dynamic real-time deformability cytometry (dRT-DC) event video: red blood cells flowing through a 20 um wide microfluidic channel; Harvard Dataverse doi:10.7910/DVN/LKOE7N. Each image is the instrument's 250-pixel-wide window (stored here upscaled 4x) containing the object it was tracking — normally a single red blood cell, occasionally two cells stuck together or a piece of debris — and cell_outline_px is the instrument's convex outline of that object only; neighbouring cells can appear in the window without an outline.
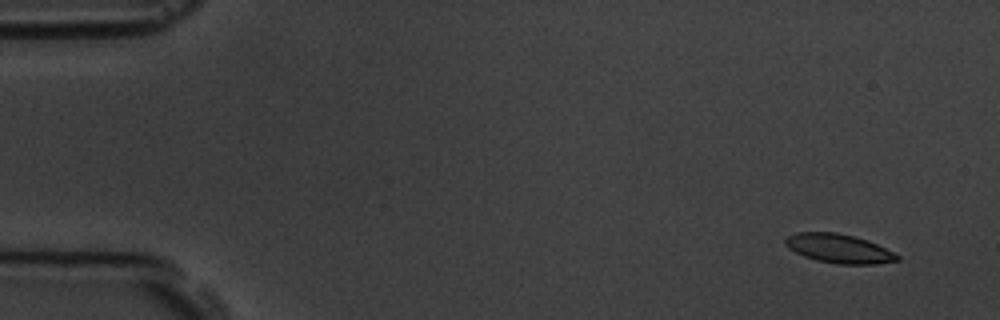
{"species": "common noctule bat (a hibernating species)", "species_latin": "Nyctalus noctula", "temperature_condition": "room temperature", "stored_images_in_passage": 10, "camera_frame_rate_fps": 3000, "um_per_image_px": 0.085, "animal": {"sex": "male", "body_mass_g": 19.5, "forearm_length_mm": 54.6}, "frame": {"image": 1, "passage_image": 1, "time_ms": 0.0, "image_size_px": [1000, 320], "cell_outline_px": [[900, 260], [876, 264], [840, 264], [816, 260], [804, 256], [788, 248], [784, 244], [784, 240], [788, 236], [796, 232], [836, 232], [868, 240], [900, 256]], "centroid_in_image_um": [71.28, 21.12], "position_along_channel_um": 13.7, "area_um2": 18.79}}
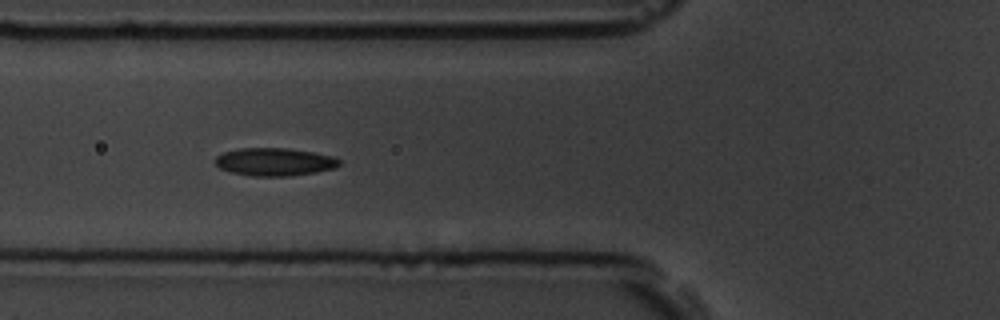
{"frame": {"image": 2, "passage_image": 6, "time_ms": 5.667, "image_size_px": [1000, 320], "cell_outline_px": [[340, 164], [336, 168], [316, 172], [292, 176], [252, 176], [232, 172], [220, 168], [216, 164], [216, 156], [224, 152], [240, 148], [288, 148], [312, 152], [332, 156], [340, 160]], "centroid_in_image_um": [23.36, 13.76], "position_along_channel_um": 102.4, "area_um2": 20.11}}
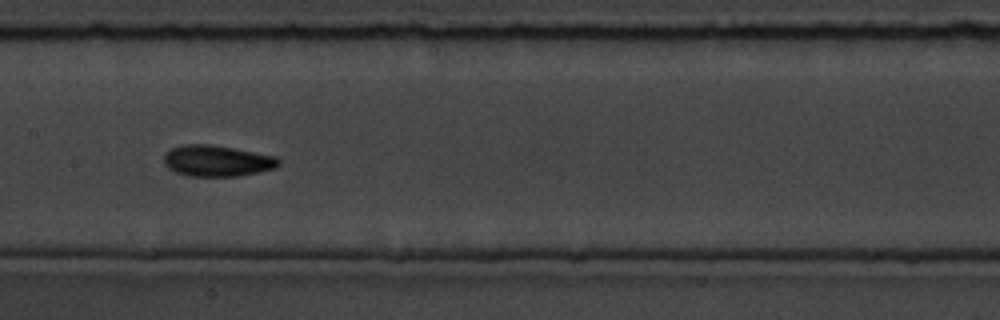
{"frame": {"image": 3, "passage_image": 8, "time_ms": 8.0, "image_size_px": [1000, 320], "cell_outline_px": [[280, 164], [276, 168], [240, 176], [188, 176], [176, 172], [168, 168], [164, 164], [164, 152], [180, 144], [208, 144], [232, 148], [276, 156], [280, 160]], "centroid_in_image_um": [18.43, 13.67], "position_along_channel_um": 189.0, "area_um2": 20.92}}